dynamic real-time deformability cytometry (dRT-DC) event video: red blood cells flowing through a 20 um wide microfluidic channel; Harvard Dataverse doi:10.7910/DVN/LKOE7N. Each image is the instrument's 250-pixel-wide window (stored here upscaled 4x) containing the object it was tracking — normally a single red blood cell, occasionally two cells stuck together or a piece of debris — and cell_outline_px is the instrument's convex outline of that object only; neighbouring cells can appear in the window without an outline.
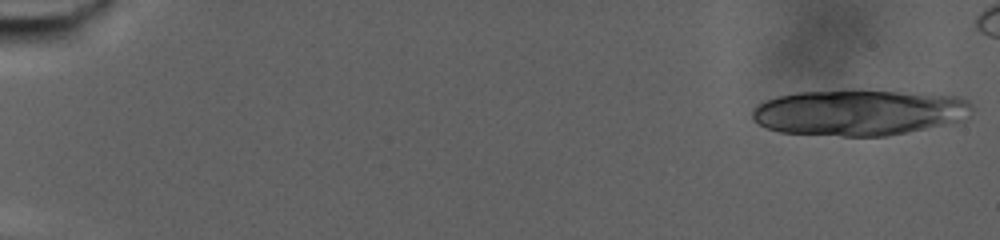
{"species": "human", "species_latin": "Homo sapiens", "temperature_condition": "warm", "stored_images_in_passage": 27, "camera_frame_rate_fps": 3000, "um_per_image_px": 0.085, "donor": {"sex": "male"}, "frame": {"image": 1, "passage_image": 1, "time_ms": 0.0, "image_size_px": [1000, 240], "cell_outline_px": [[972, 108], [968, 116], [956, 120], [908, 132], [888, 136], [844, 136], [780, 132], [768, 128], [752, 120], [752, 112], [760, 104], [776, 96], [796, 92], [896, 92], [960, 96], [968, 100]], "centroid_in_image_um": [72.99, 9.58], "position_along_channel_um": 12.0, "area_um2": 57.34}}